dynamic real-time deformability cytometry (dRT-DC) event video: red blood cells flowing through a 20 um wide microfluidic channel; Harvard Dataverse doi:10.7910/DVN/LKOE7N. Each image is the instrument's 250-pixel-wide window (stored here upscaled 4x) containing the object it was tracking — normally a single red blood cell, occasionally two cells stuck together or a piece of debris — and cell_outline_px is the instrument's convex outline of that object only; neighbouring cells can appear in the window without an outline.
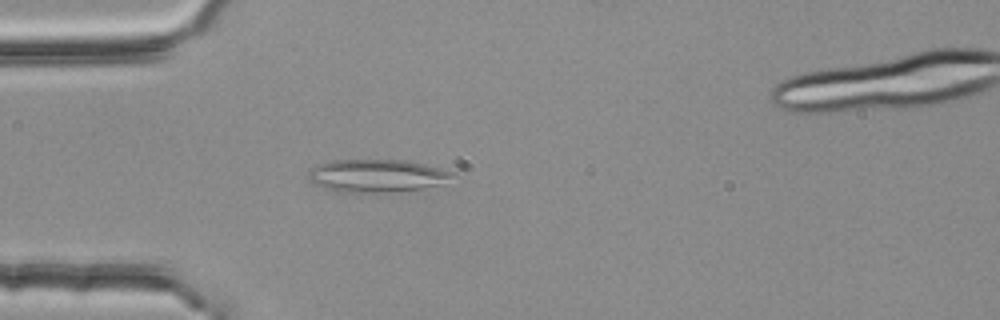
{"species": "common noctule bat (a hibernating species)", "species_latin": "Nyctalus noctula", "temperature_condition": "room temperature", "stored_images_in_passage": 47, "camera_frame_rate_fps": 3000, "um_per_image_px": 0.085, "animal": {"sex": "female", "body_mass_g": 25.1}, "frame": {"image": 1, "passage_image": 14, "time_ms": 4.333, "image_size_px": [1000, 320], "cell_outline_px": [[456, 172], [452, 176], [436, 184], [424, 188], [392, 192], [336, 192], [324, 188], [308, 180], [308, 172], [312, 168], [320, 164], [332, 160], [404, 160], [424, 164]], "centroid_in_image_um": [31.97, 14.94], "position_along_channel_um": 53.0, "area_um2": 27.28}}
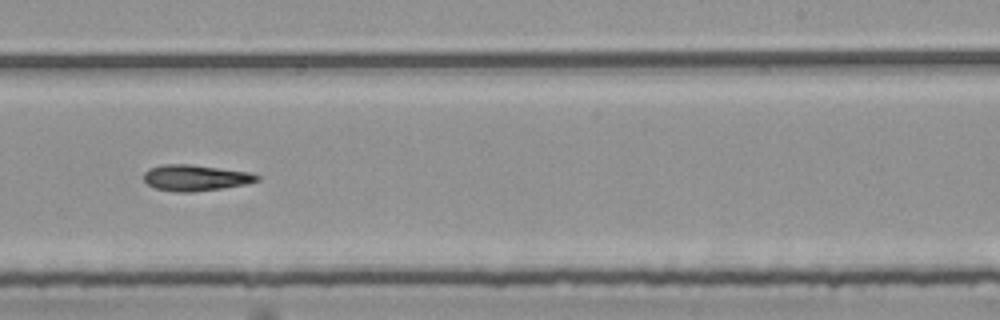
{"frame": {"image": 2, "passage_image": 32, "time_ms": 10.333, "image_size_px": [1000, 320], "cell_outline_px": [[260, 180], [244, 184], [224, 188], [192, 192], [176, 192], [156, 188], [148, 184], [144, 180], [144, 172], [148, 168], [164, 164], [192, 164], [248, 172], [260, 176]], "centroid_in_image_um": [16.6, 15.11], "position_along_channel_um": 272.4, "area_um2": 17.17}}
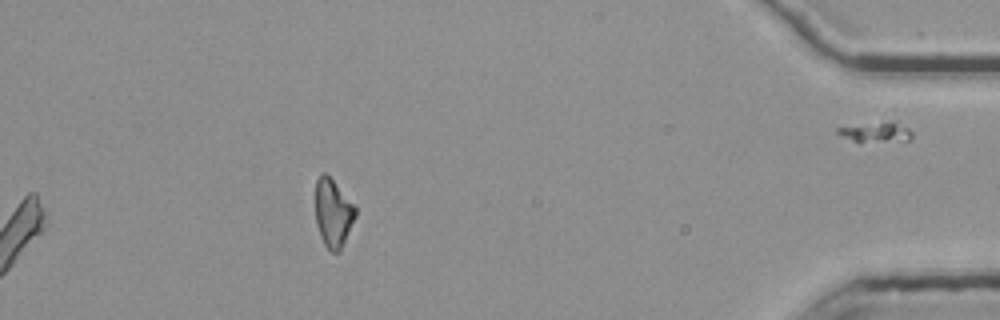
{"frame": {"image": 3, "passage_image": 47, "time_ms": 15.333, "image_size_px": [1000, 320], "cell_outline_px": [[356, 216], [340, 252], [332, 252], [324, 244], [320, 236], [316, 224], [316, 180], [320, 172], [324, 172], [356, 204]], "centroid_in_image_um": [28.33, 18.1], "position_along_channel_um": 406.9, "area_um2": 16.01}}